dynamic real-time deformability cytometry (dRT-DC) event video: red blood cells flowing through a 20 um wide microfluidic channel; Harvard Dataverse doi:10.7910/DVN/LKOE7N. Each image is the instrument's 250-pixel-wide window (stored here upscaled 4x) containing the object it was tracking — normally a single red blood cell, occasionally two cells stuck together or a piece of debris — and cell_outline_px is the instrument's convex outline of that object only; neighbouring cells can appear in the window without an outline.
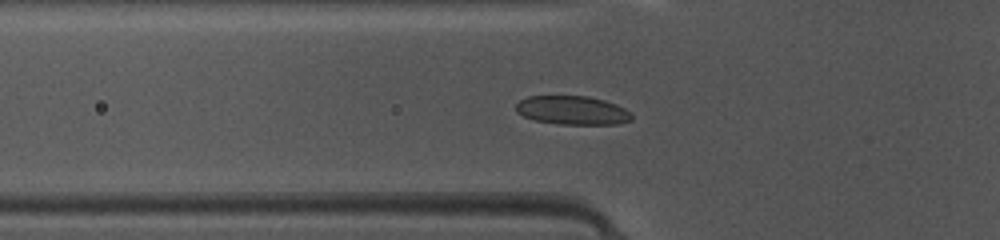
{"species": "common noctule bat (a hibernating species)", "species_latin": "Nyctalus noctula", "temperature_condition": "warm", "stored_images_in_passage": 45, "camera_frame_rate_fps": 3000, "um_per_image_px": 0.085, "animal": {"sex": "female", "body_mass_g": 10.0, "forearm_length_mm": 53.1}, "frame": {"image": 1, "passage_image": 13, "time_ms": 4.0, "image_size_px": [1000, 240], "cell_outline_px": [[632, 120], [616, 124], [560, 124], [532, 120], [516, 112], [516, 104], [520, 100], [528, 96], [588, 96], [604, 100], [616, 104], [624, 108], [632, 116]], "centroid_in_image_um": [48.63, 9.37], "position_along_channel_um": 77.2, "area_um2": 19.36}}
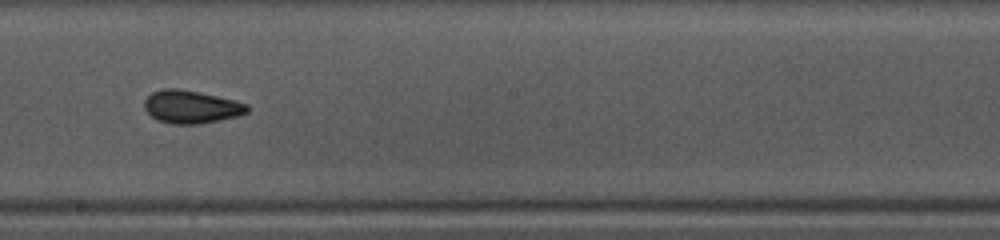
{"frame": {"image": 2, "passage_image": 24, "time_ms": 7.667, "image_size_px": [1000, 240], "cell_outline_px": [[248, 112], [236, 116], [220, 120], [200, 124], [172, 124], [156, 120], [144, 108], [144, 100], [152, 92], [164, 88], [176, 88], [200, 92], [248, 104]], "centroid_in_image_um": [16.22, 9.08], "position_along_channel_um": 232.0, "area_um2": 19.65}}
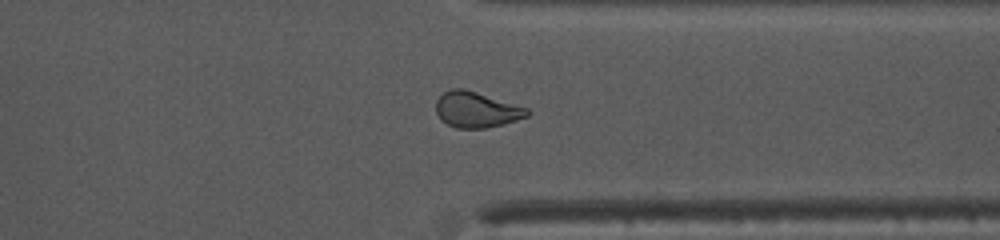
{"frame": {"image": 3, "passage_image": 34, "time_ms": 11.0, "image_size_px": [1000, 240], "cell_outline_px": [[532, 112], [528, 116], [504, 124], [488, 128], [456, 128], [448, 124], [436, 112], [436, 100], [444, 92], [452, 88], [464, 88], [528, 108]], "centroid_in_image_um": [40.52, 9.32], "position_along_channel_um": 370.9, "area_um2": 18.9}, "authors_computed_cell_mechanics": {"area_um2": 19.363, "velocity_mm_per_s": 4.1812, "shape_relaxation_time_tau1_ms": 4.3429, "shape_relaxation_time_tau2_ms": 1.5228, "deformation_change_tau1": 0.1236, "deformation_change_tau2": 0.0743}}